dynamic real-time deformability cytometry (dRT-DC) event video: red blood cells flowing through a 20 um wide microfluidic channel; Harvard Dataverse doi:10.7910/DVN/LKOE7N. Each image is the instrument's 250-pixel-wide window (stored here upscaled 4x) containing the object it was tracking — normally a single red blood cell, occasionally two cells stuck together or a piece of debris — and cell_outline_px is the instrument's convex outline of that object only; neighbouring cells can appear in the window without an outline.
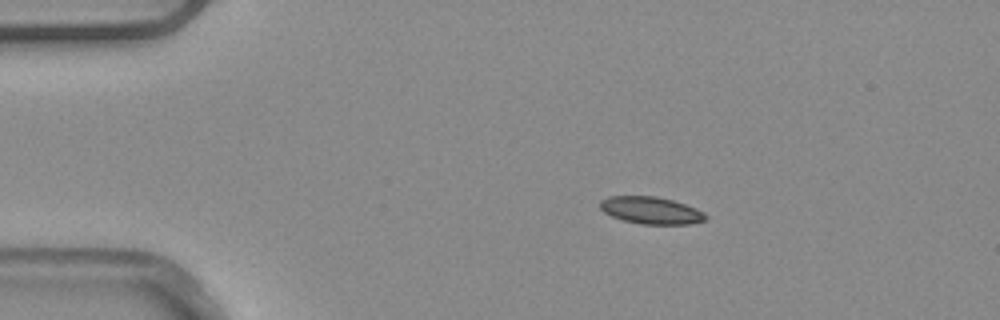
{"species": "common noctule bat (a hibernating species)", "species_latin": "Nyctalus noctula", "temperature_condition": "warm", "stored_images_in_passage": 4, "camera_frame_rate_fps": 3000, "um_per_image_px": 0.085, "animal": {"sex": "male", "body_mass_g": 20.4}, "frame": {"image": 1, "passage_image": 1, "time_ms": 0.0, "image_size_px": [1000, 320], "cell_outline_px": [[708, 220], [692, 224], [640, 224], [624, 220], [612, 216], [604, 212], [600, 208], [600, 200], [608, 196], [656, 196], [672, 200], [696, 208], [704, 212], [708, 216]], "centroid_in_image_um": [55.37, 17.88], "position_along_channel_um": 29.6, "area_um2": 16.82}}
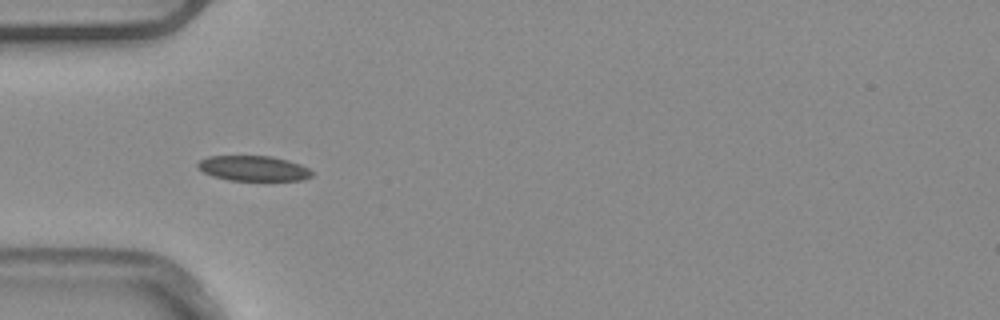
{"frame": {"image": 2, "passage_image": 3, "time_ms": 0.667, "image_size_px": [1000, 320], "cell_outline_px": [[312, 176], [300, 180], [228, 180], [212, 176], [196, 168], [196, 164], [200, 160], [208, 156], [272, 156], [288, 160], [300, 164], [308, 168], [312, 172]], "centroid_in_image_um": [21.5, 14.3], "position_along_channel_um": 63.5, "area_um2": 16.76}}
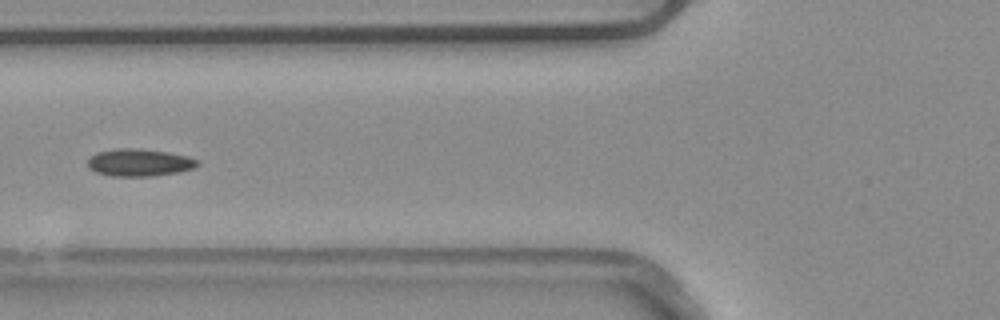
{"frame": {"image": 3, "passage_image": 4, "time_ms": 1.0, "image_size_px": [1000, 320], "cell_outline_px": [[200, 164], [196, 168], [176, 172], [152, 176], [112, 176], [96, 172], [88, 168], [88, 156], [96, 152], [116, 148], [140, 148], [168, 152], [188, 156], [200, 160]], "centroid_in_image_um": [11.84, 13.8], "position_along_channel_um": 114.0, "area_um2": 17.8}}